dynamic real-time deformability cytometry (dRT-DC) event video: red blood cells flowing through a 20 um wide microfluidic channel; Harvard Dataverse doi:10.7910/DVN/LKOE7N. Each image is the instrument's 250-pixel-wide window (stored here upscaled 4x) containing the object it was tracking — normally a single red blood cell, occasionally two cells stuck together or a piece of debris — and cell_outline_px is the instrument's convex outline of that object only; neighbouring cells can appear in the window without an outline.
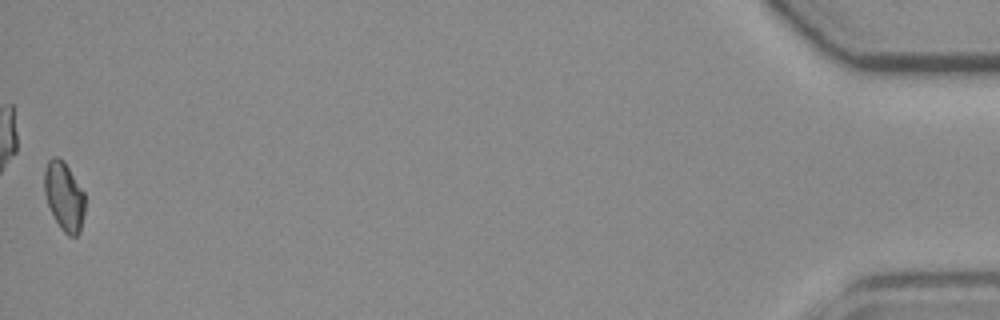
{"species": "common noctule bat (a hibernating species)", "species_latin": "Nyctalus noctula", "temperature_condition": "room temperature", "stored_images_in_passage": 52, "camera_frame_rate_fps": 3000, "um_per_image_px": 0.085, "animal": {"sex": "female", "body_mass_g": 19.3, "forearm_length_mm": 54.1}, "frame": {"image": 1, "passage_image": 52, "time_ms": 17.0, "image_size_px": [1000, 320], "cell_outline_px": [[84, 212], [80, 232], [76, 236], [68, 236], [60, 228], [48, 204], [44, 192], [44, 172], [48, 160], [52, 156], [56, 156], [64, 160], [84, 192]], "centroid_in_image_um": [5.45, 16.66], "position_along_channel_um": 429.8, "area_um2": 16.24}, "authors_computed_cell_mechanics": {"area_um2": 17.0799, "velocity_mm_per_s": 3.8157, "shape_relaxation_time_tau1_ms": null, "shape_relaxation_time_tau2_ms": 3.0892, "deformation_change_tau1": null, "deformation_change_tau2": 0.0712}}